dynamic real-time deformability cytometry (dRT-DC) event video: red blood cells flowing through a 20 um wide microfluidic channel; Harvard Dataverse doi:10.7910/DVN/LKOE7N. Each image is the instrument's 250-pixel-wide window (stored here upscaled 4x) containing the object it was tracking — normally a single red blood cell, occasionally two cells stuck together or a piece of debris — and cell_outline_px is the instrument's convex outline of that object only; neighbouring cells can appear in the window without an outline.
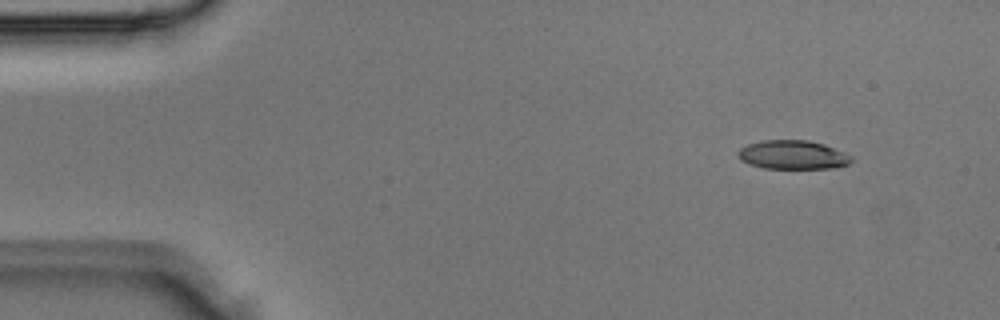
{"species": "Egyptian fruit bat (a non-hibernating species)", "species_latin": "Rousettus aegyptiacus", "temperature_condition": "room temperature", "stored_images_in_passage": 3, "camera_frame_rate_fps": 3000, "um_per_image_px": 0.085, "animal": {"sex": "male"}, "frame": {"image": 1, "passage_image": 1, "time_ms": 0.0, "image_size_px": [1000, 320], "cell_outline_px": [[852, 160], [848, 164], [836, 168], [764, 168], [748, 164], [740, 160], [736, 156], [736, 152], [740, 148], [748, 144], [764, 140], [808, 140], [824, 144], [844, 152], [852, 156]], "centroid_in_image_um": [67.36, 13.16], "position_along_channel_um": 17.6, "area_um2": 19.19}}
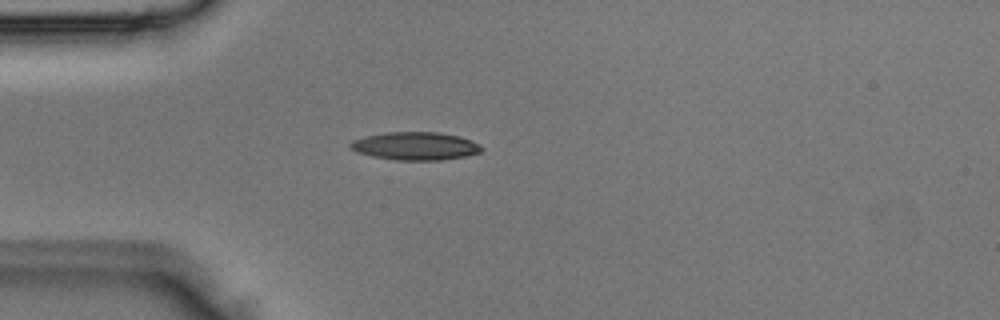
{"frame": {"image": 2, "passage_image": 3, "time_ms": 0.667, "image_size_px": [1000, 320], "cell_outline_px": [[484, 148], [480, 152], [464, 156], [440, 160], [396, 160], [372, 156], [356, 152], [348, 144], [352, 140], [364, 136], [388, 132], [436, 132], [460, 136], [472, 140], [480, 144]], "centroid_in_image_um": [35.3, 12.41], "position_along_channel_um": 49.7, "area_um2": 21.44}}